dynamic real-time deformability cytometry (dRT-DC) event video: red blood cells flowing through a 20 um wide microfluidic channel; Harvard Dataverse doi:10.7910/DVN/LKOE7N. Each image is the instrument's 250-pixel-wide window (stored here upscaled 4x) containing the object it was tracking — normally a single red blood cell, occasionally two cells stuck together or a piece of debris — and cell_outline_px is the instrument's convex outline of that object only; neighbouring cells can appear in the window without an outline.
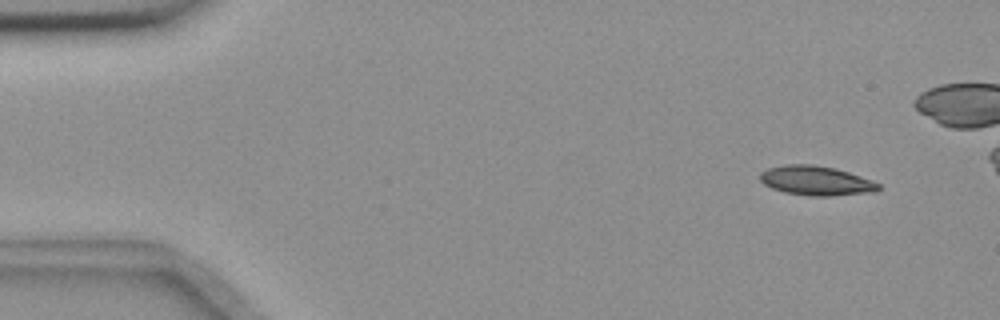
{"species": "common noctule bat (a hibernating species)", "species_latin": "Nyctalus noctula", "temperature_condition": "room temperature", "stored_images_in_passage": 48, "camera_frame_rate_fps": 3000, "um_per_image_px": 0.085, "animal": {"sex": "female", "body_mass_g": 18.4}, "frame": {"image": 1, "passage_image": 1, "time_ms": 0.0, "image_size_px": [1000, 320], "cell_outline_px": [[880, 188], [876, 192], [832, 196], [808, 196], [784, 192], [772, 188], [764, 184], [760, 180], [760, 172], [768, 168], [784, 164], [812, 164], [836, 168], [872, 180], [880, 184]], "centroid_in_image_um": [69.37, 15.36], "position_along_channel_um": 15.6, "area_um2": 20.52}}
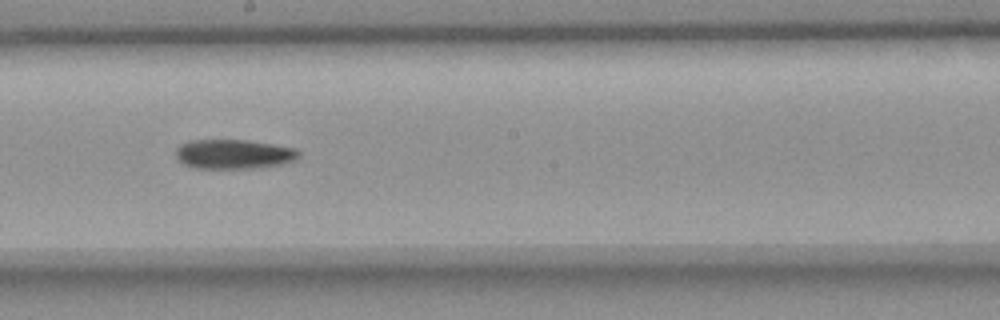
{"frame": {"image": 2, "passage_image": 27, "time_ms": 8.667, "image_size_px": [1000, 320], "cell_outline_px": [[300, 156], [296, 160], [284, 164], [256, 168], [196, 168], [184, 164], [176, 156], [176, 148], [180, 144], [188, 140], [248, 140], [296, 148], [300, 152]], "centroid_in_image_um": [19.9, 13.1], "position_along_channel_um": 228.3, "area_um2": 21.27}}
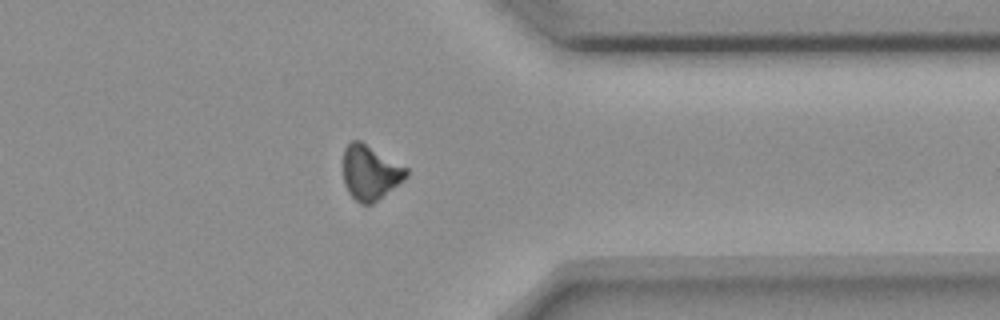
{"frame": {"image": 3, "passage_image": 40, "time_ms": 13.0, "image_size_px": [1000, 320], "cell_outline_px": [[408, 176], [404, 180], [372, 204], [360, 204], [348, 192], [344, 184], [344, 148], [352, 140], [360, 140], [408, 168]], "centroid_in_image_um": [31.47, 14.66], "position_along_channel_um": 379.9, "area_um2": 20.0}}